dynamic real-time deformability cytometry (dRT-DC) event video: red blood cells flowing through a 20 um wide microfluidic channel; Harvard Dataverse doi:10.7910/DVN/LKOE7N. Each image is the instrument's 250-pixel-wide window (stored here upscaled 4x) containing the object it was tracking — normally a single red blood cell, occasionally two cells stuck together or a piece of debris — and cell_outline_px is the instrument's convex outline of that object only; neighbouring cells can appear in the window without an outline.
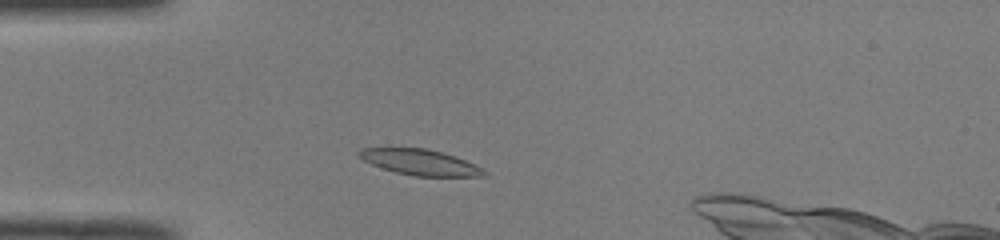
{"species": "common noctule bat (a hibernating species)", "species_latin": "Nyctalus noctula", "temperature_condition": "room temperature", "stored_images_in_passage": 42, "camera_frame_rate_fps": 3000, "um_per_image_px": 0.085, "animal": {"sex": "male", "body_mass_g": 19.0, "forearm_length_mm": 50.8}, "frame": {"image": 1, "passage_image": 6, "time_ms": 1.667, "image_size_px": [1000, 240], "cell_outline_px": [[488, 172], [484, 176], [416, 176], [396, 172], [372, 164], [356, 156], [356, 152], [360, 148], [428, 148], [456, 156]], "centroid_in_image_um": [35.66, 13.77], "position_along_channel_um": 49.3, "area_um2": 18.55}}
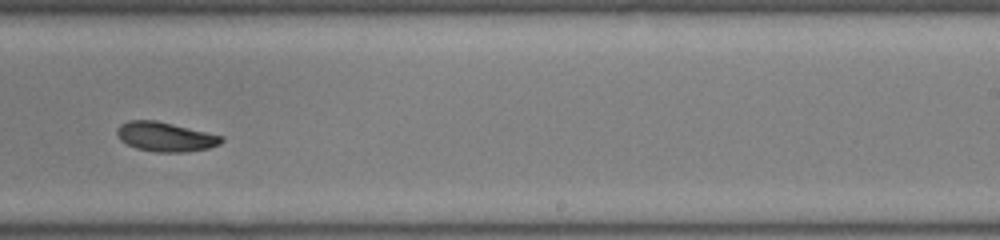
{"frame": {"image": 2, "passage_image": 24, "time_ms": 7.667, "image_size_px": [1000, 240], "cell_outline_px": [[224, 140], [220, 144], [208, 148], [188, 152], [156, 152], [136, 148], [120, 140], [116, 132], [116, 128], [120, 124], [128, 120], [156, 120], [224, 136]], "centroid_in_image_um": [14.05, 11.62], "position_along_channel_um": 274.9, "area_um2": 17.98}}
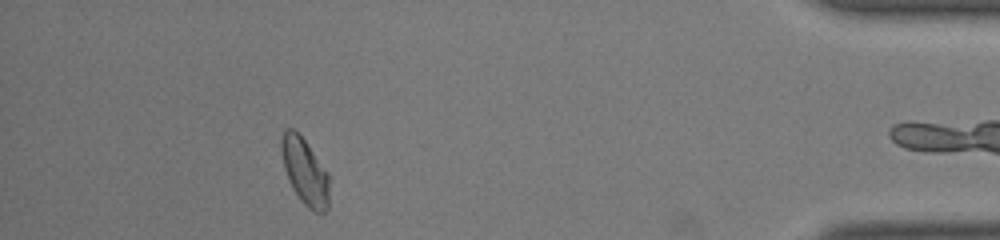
{"frame": {"image": 3, "passage_image": 38, "time_ms": 12.333, "image_size_px": [1000, 240], "cell_outline_px": [[328, 208], [324, 212], [312, 212], [304, 204], [292, 188], [284, 168], [280, 152], [280, 140], [284, 128], [292, 128], [304, 140], [328, 172]], "centroid_in_image_um": [25.89, 14.57], "position_along_channel_um": 409.3, "area_um2": 18.44}, "authors_computed_cell_mechanics": {"area_um2": 18.3515, "velocity_mm_per_s": 3.9924, "shape_relaxation_time_tau1_ms": 3.6253, "shape_relaxation_time_tau2_ms": 4.4209, "deformation_change_tau1": 0.127, "deformation_change_tau2": 0.0815}}